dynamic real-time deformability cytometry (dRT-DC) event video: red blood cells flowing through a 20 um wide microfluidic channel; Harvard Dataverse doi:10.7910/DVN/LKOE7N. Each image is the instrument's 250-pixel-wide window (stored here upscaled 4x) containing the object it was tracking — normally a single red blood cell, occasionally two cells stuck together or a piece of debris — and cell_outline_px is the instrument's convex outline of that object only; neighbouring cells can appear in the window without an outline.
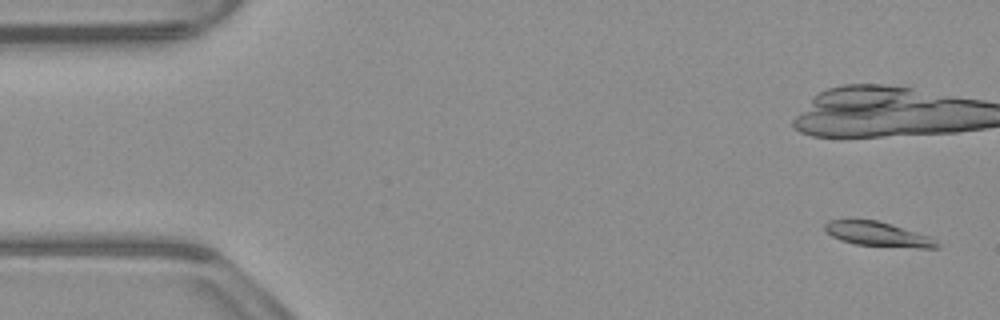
{"species": "common noctule bat (a hibernating species)", "species_latin": "Nyctalus noctula", "temperature_condition": "warm", "stored_images_in_passage": 17, "camera_frame_rate_fps": 3000, "um_per_image_px": 0.085, "animal": {"sex": "male", "body_mass_g": 23.1, "forearm_length_mm": 52.7}, "frame": {"image": 1, "passage_image": 3, "time_ms": 0.667, "image_size_px": [1000, 320], "cell_outline_px": [[940, 248], [916, 248], [856, 244], [840, 240], [832, 236], [824, 228], [824, 224], [828, 220], [848, 216], [876, 220], [892, 224], [928, 236], [936, 240], [940, 244]], "centroid_in_image_um": [74.54, 19.85], "position_along_channel_um": 10.5, "area_um2": 16.53}}